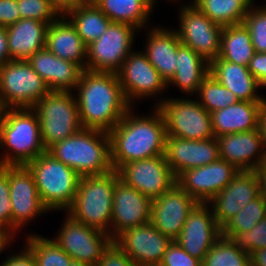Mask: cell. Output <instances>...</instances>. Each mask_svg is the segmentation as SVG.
<instances>
[{"mask_svg": "<svg viewBox=\"0 0 266 266\" xmlns=\"http://www.w3.org/2000/svg\"><path fill=\"white\" fill-rule=\"evenodd\" d=\"M251 266H266V248L253 252L250 255Z\"/></svg>", "mask_w": 266, "mask_h": 266, "instance_id": "cell-50", "label": "cell"}, {"mask_svg": "<svg viewBox=\"0 0 266 266\" xmlns=\"http://www.w3.org/2000/svg\"><path fill=\"white\" fill-rule=\"evenodd\" d=\"M238 173L226 160L219 159L211 164L181 173L176 183L198 203L209 202L221 192Z\"/></svg>", "mask_w": 266, "mask_h": 266, "instance_id": "cell-18", "label": "cell"}, {"mask_svg": "<svg viewBox=\"0 0 266 266\" xmlns=\"http://www.w3.org/2000/svg\"><path fill=\"white\" fill-rule=\"evenodd\" d=\"M64 15L75 26L87 46L101 37L111 23L92 0H83Z\"/></svg>", "mask_w": 266, "mask_h": 266, "instance_id": "cell-32", "label": "cell"}, {"mask_svg": "<svg viewBox=\"0 0 266 266\" xmlns=\"http://www.w3.org/2000/svg\"><path fill=\"white\" fill-rule=\"evenodd\" d=\"M220 159L238 171H257L262 167L266 149L259 129L216 137Z\"/></svg>", "mask_w": 266, "mask_h": 266, "instance_id": "cell-23", "label": "cell"}, {"mask_svg": "<svg viewBox=\"0 0 266 266\" xmlns=\"http://www.w3.org/2000/svg\"><path fill=\"white\" fill-rule=\"evenodd\" d=\"M147 32L145 50L148 61L156 68L168 83L175 75L177 66V48L181 44L175 30L153 26Z\"/></svg>", "mask_w": 266, "mask_h": 266, "instance_id": "cell-26", "label": "cell"}, {"mask_svg": "<svg viewBox=\"0 0 266 266\" xmlns=\"http://www.w3.org/2000/svg\"><path fill=\"white\" fill-rule=\"evenodd\" d=\"M17 5L20 19L30 18L50 24L61 15L49 0H17Z\"/></svg>", "mask_w": 266, "mask_h": 266, "instance_id": "cell-41", "label": "cell"}, {"mask_svg": "<svg viewBox=\"0 0 266 266\" xmlns=\"http://www.w3.org/2000/svg\"><path fill=\"white\" fill-rule=\"evenodd\" d=\"M172 241L150 222L129 228L114 239L137 266H159Z\"/></svg>", "mask_w": 266, "mask_h": 266, "instance_id": "cell-16", "label": "cell"}, {"mask_svg": "<svg viewBox=\"0 0 266 266\" xmlns=\"http://www.w3.org/2000/svg\"><path fill=\"white\" fill-rule=\"evenodd\" d=\"M126 101L134 106L135 100L156 97L166 90L167 83L142 51L128 55L117 73Z\"/></svg>", "mask_w": 266, "mask_h": 266, "instance_id": "cell-14", "label": "cell"}, {"mask_svg": "<svg viewBox=\"0 0 266 266\" xmlns=\"http://www.w3.org/2000/svg\"><path fill=\"white\" fill-rule=\"evenodd\" d=\"M45 48L58 58L72 61L85 69L87 45L64 14L49 24Z\"/></svg>", "mask_w": 266, "mask_h": 266, "instance_id": "cell-25", "label": "cell"}, {"mask_svg": "<svg viewBox=\"0 0 266 266\" xmlns=\"http://www.w3.org/2000/svg\"><path fill=\"white\" fill-rule=\"evenodd\" d=\"M136 30L126 23L111 22L104 34L87 46L85 69L117 74L133 51Z\"/></svg>", "mask_w": 266, "mask_h": 266, "instance_id": "cell-10", "label": "cell"}, {"mask_svg": "<svg viewBox=\"0 0 266 266\" xmlns=\"http://www.w3.org/2000/svg\"><path fill=\"white\" fill-rule=\"evenodd\" d=\"M1 147L0 166L27 165L46 151L39 118L32 108H6L0 126Z\"/></svg>", "mask_w": 266, "mask_h": 266, "instance_id": "cell-4", "label": "cell"}, {"mask_svg": "<svg viewBox=\"0 0 266 266\" xmlns=\"http://www.w3.org/2000/svg\"><path fill=\"white\" fill-rule=\"evenodd\" d=\"M0 227L12 234L8 172L2 166H0Z\"/></svg>", "mask_w": 266, "mask_h": 266, "instance_id": "cell-42", "label": "cell"}, {"mask_svg": "<svg viewBox=\"0 0 266 266\" xmlns=\"http://www.w3.org/2000/svg\"><path fill=\"white\" fill-rule=\"evenodd\" d=\"M199 103L209 112L221 110L240 100L228 88L224 87L212 75L208 74L202 81L197 92Z\"/></svg>", "mask_w": 266, "mask_h": 266, "instance_id": "cell-37", "label": "cell"}, {"mask_svg": "<svg viewBox=\"0 0 266 266\" xmlns=\"http://www.w3.org/2000/svg\"><path fill=\"white\" fill-rule=\"evenodd\" d=\"M179 7L180 28L174 30L180 43L191 48L208 63L217 59L223 26L210 20L192 3Z\"/></svg>", "mask_w": 266, "mask_h": 266, "instance_id": "cell-11", "label": "cell"}, {"mask_svg": "<svg viewBox=\"0 0 266 266\" xmlns=\"http://www.w3.org/2000/svg\"><path fill=\"white\" fill-rule=\"evenodd\" d=\"M241 252L251 255L266 248V217L248 232H230L226 236Z\"/></svg>", "mask_w": 266, "mask_h": 266, "instance_id": "cell-39", "label": "cell"}, {"mask_svg": "<svg viewBox=\"0 0 266 266\" xmlns=\"http://www.w3.org/2000/svg\"><path fill=\"white\" fill-rule=\"evenodd\" d=\"M260 194L257 171H238L231 182L207 203L212 206L214 218L221 227Z\"/></svg>", "mask_w": 266, "mask_h": 266, "instance_id": "cell-21", "label": "cell"}, {"mask_svg": "<svg viewBox=\"0 0 266 266\" xmlns=\"http://www.w3.org/2000/svg\"><path fill=\"white\" fill-rule=\"evenodd\" d=\"M209 203H197L187 216L183 229L174 240L189 255L203 261L215 241L221 236V227L214 218Z\"/></svg>", "mask_w": 266, "mask_h": 266, "instance_id": "cell-17", "label": "cell"}, {"mask_svg": "<svg viewBox=\"0 0 266 266\" xmlns=\"http://www.w3.org/2000/svg\"><path fill=\"white\" fill-rule=\"evenodd\" d=\"M133 108L108 133L111 163L116 171L128 162L165 154L166 124L160 109L155 106L153 114L138 116Z\"/></svg>", "mask_w": 266, "mask_h": 266, "instance_id": "cell-1", "label": "cell"}, {"mask_svg": "<svg viewBox=\"0 0 266 266\" xmlns=\"http://www.w3.org/2000/svg\"><path fill=\"white\" fill-rule=\"evenodd\" d=\"M209 74L232 91L240 101L266 100L265 97L258 94L259 88L263 87L248 70V66L217 58L209 63Z\"/></svg>", "mask_w": 266, "mask_h": 266, "instance_id": "cell-27", "label": "cell"}, {"mask_svg": "<svg viewBox=\"0 0 266 266\" xmlns=\"http://www.w3.org/2000/svg\"><path fill=\"white\" fill-rule=\"evenodd\" d=\"M191 3L221 26L243 24L246 14L254 5L253 0H192Z\"/></svg>", "mask_w": 266, "mask_h": 266, "instance_id": "cell-34", "label": "cell"}, {"mask_svg": "<svg viewBox=\"0 0 266 266\" xmlns=\"http://www.w3.org/2000/svg\"><path fill=\"white\" fill-rule=\"evenodd\" d=\"M117 173L124 183L151 199L171 189L177 179L166 162L165 154L128 162Z\"/></svg>", "mask_w": 266, "mask_h": 266, "instance_id": "cell-15", "label": "cell"}, {"mask_svg": "<svg viewBox=\"0 0 266 266\" xmlns=\"http://www.w3.org/2000/svg\"><path fill=\"white\" fill-rule=\"evenodd\" d=\"M155 103L163 114L167 136L189 140H208L214 138L211 113L198 99L168 98Z\"/></svg>", "mask_w": 266, "mask_h": 266, "instance_id": "cell-8", "label": "cell"}, {"mask_svg": "<svg viewBox=\"0 0 266 266\" xmlns=\"http://www.w3.org/2000/svg\"><path fill=\"white\" fill-rule=\"evenodd\" d=\"M49 24L35 19H20L6 27L7 44L12 60H27L45 47Z\"/></svg>", "mask_w": 266, "mask_h": 266, "instance_id": "cell-29", "label": "cell"}, {"mask_svg": "<svg viewBox=\"0 0 266 266\" xmlns=\"http://www.w3.org/2000/svg\"><path fill=\"white\" fill-rule=\"evenodd\" d=\"M57 160L80 177L111 173L110 137L107 132L82 128L72 136L55 143L48 150Z\"/></svg>", "mask_w": 266, "mask_h": 266, "instance_id": "cell-3", "label": "cell"}, {"mask_svg": "<svg viewBox=\"0 0 266 266\" xmlns=\"http://www.w3.org/2000/svg\"><path fill=\"white\" fill-rule=\"evenodd\" d=\"M257 174L259 178H266V156L264 158V162L262 164V167L257 170Z\"/></svg>", "mask_w": 266, "mask_h": 266, "instance_id": "cell-53", "label": "cell"}, {"mask_svg": "<svg viewBox=\"0 0 266 266\" xmlns=\"http://www.w3.org/2000/svg\"><path fill=\"white\" fill-rule=\"evenodd\" d=\"M248 70L258 83L266 88V53L255 52L248 64Z\"/></svg>", "mask_w": 266, "mask_h": 266, "instance_id": "cell-46", "label": "cell"}, {"mask_svg": "<svg viewBox=\"0 0 266 266\" xmlns=\"http://www.w3.org/2000/svg\"><path fill=\"white\" fill-rule=\"evenodd\" d=\"M26 166L34 176L44 206L51 212H66L74 202L81 177L47 150Z\"/></svg>", "mask_w": 266, "mask_h": 266, "instance_id": "cell-6", "label": "cell"}, {"mask_svg": "<svg viewBox=\"0 0 266 266\" xmlns=\"http://www.w3.org/2000/svg\"><path fill=\"white\" fill-rule=\"evenodd\" d=\"M197 203L176 183L167 192L152 199L150 223L163 235L175 240Z\"/></svg>", "mask_w": 266, "mask_h": 266, "instance_id": "cell-19", "label": "cell"}, {"mask_svg": "<svg viewBox=\"0 0 266 266\" xmlns=\"http://www.w3.org/2000/svg\"><path fill=\"white\" fill-rule=\"evenodd\" d=\"M2 167L8 172L12 235L15 237L29 221L50 211L42 203L34 176L26 165H3Z\"/></svg>", "mask_w": 266, "mask_h": 266, "instance_id": "cell-12", "label": "cell"}, {"mask_svg": "<svg viewBox=\"0 0 266 266\" xmlns=\"http://www.w3.org/2000/svg\"><path fill=\"white\" fill-rule=\"evenodd\" d=\"M151 203V198L118 179L113 195L111 238L114 240L129 228L149 223Z\"/></svg>", "mask_w": 266, "mask_h": 266, "instance_id": "cell-20", "label": "cell"}, {"mask_svg": "<svg viewBox=\"0 0 266 266\" xmlns=\"http://www.w3.org/2000/svg\"><path fill=\"white\" fill-rule=\"evenodd\" d=\"M26 247L33 254L37 266H69L72 258L51 238L26 234Z\"/></svg>", "mask_w": 266, "mask_h": 266, "instance_id": "cell-35", "label": "cell"}, {"mask_svg": "<svg viewBox=\"0 0 266 266\" xmlns=\"http://www.w3.org/2000/svg\"><path fill=\"white\" fill-rule=\"evenodd\" d=\"M14 238L15 237L6 229L0 227V253H2L6 248H9V245L12 244Z\"/></svg>", "mask_w": 266, "mask_h": 266, "instance_id": "cell-52", "label": "cell"}, {"mask_svg": "<svg viewBox=\"0 0 266 266\" xmlns=\"http://www.w3.org/2000/svg\"><path fill=\"white\" fill-rule=\"evenodd\" d=\"M118 179L116 170L100 176H82L74 202L66 213L111 236L113 195Z\"/></svg>", "mask_w": 266, "mask_h": 266, "instance_id": "cell-5", "label": "cell"}, {"mask_svg": "<svg viewBox=\"0 0 266 266\" xmlns=\"http://www.w3.org/2000/svg\"><path fill=\"white\" fill-rule=\"evenodd\" d=\"M75 90L83 128L109 133L131 107L115 73L84 69Z\"/></svg>", "mask_w": 266, "mask_h": 266, "instance_id": "cell-2", "label": "cell"}, {"mask_svg": "<svg viewBox=\"0 0 266 266\" xmlns=\"http://www.w3.org/2000/svg\"><path fill=\"white\" fill-rule=\"evenodd\" d=\"M264 101H239L211 113L214 136L259 129L260 110Z\"/></svg>", "mask_w": 266, "mask_h": 266, "instance_id": "cell-28", "label": "cell"}, {"mask_svg": "<svg viewBox=\"0 0 266 266\" xmlns=\"http://www.w3.org/2000/svg\"><path fill=\"white\" fill-rule=\"evenodd\" d=\"M111 20L126 23L142 30L149 24L151 12L155 8L151 0H92Z\"/></svg>", "mask_w": 266, "mask_h": 266, "instance_id": "cell-31", "label": "cell"}, {"mask_svg": "<svg viewBox=\"0 0 266 266\" xmlns=\"http://www.w3.org/2000/svg\"><path fill=\"white\" fill-rule=\"evenodd\" d=\"M259 179H260L261 195L266 200V178H259Z\"/></svg>", "mask_w": 266, "mask_h": 266, "instance_id": "cell-54", "label": "cell"}, {"mask_svg": "<svg viewBox=\"0 0 266 266\" xmlns=\"http://www.w3.org/2000/svg\"><path fill=\"white\" fill-rule=\"evenodd\" d=\"M20 20L17 0H0V26L8 27Z\"/></svg>", "mask_w": 266, "mask_h": 266, "instance_id": "cell-45", "label": "cell"}, {"mask_svg": "<svg viewBox=\"0 0 266 266\" xmlns=\"http://www.w3.org/2000/svg\"><path fill=\"white\" fill-rule=\"evenodd\" d=\"M49 91L27 60H10L0 67V99L6 108H32Z\"/></svg>", "mask_w": 266, "mask_h": 266, "instance_id": "cell-9", "label": "cell"}, {"mask_svg": "<svg viewBox=\"0 0 266 266\" xmlns=\"http://www.w3.org/2000/svg\"><path fill=\"white\" fill-rule=\"evenodd\" d=\"M159 266H202V261L189 255L173 240L168 246Z\"/></svg>", "mask_w": 266, "mask_h": 266, "instance_id": "cell-43", "label": "cell"}, {"mask_svg": "<svg viewBox=\"0 0 266 266\" xmlns=\"http://www.w3.org/2000/svg\"><path fill=\"white\" fill-rule=\"evenodd\" d=\"M166 162L177 178L188 169L211 164L220 159L216 137L208 140H189L166 136Z\"/></svg>", "mask_w": 266, "mask_h": 266, "instance_id": "cell-22", "label": "cell"}, {"mask_svg": "<svg viewBox=\"0 0 266 266\" xmlns=\"http://www.w3.org/2000/svg\"><path fill=\"white\" fill-rule=\"evenodd\" d=\"M243 24L250 31L255 52L266 53V7L253 5L246 14Z\"/></svg>", "mask_w": 266, "mask_h": 266, "instance_id": "cell-40", "label": "cell"}, {"mask_svg": "<svg viewBox=\"0 0 266 266\" xmlns=\"http://www.w3.org/2000/svg\"><path fill=\"white\" fill-rule=\"evenodd\" d=\"M254 54L251 34L244 24L223 26L217 58L248 66Z\"/></svg>", "mask_w": 266, "mask_h": 266, "instance_id": "cell-33", "label": "cell"}, {"mask_svg": "<svg viewBox=\"0 0 266 266\" xmlns=\"http://www.w3.org/2000/svg\"><path fill=\"white\" fill-rule=\"evenodd\" d=\"M27 61L50 91L74 90L84 71L79 64L58 58L45 47L32 54Z\"/></svg>", "mask_w": 266, "mask_h": 266, "instance_id": "cell-24", "label": "cell"}, {"mask_svg": "<svg viewBox=\"0 0 266 266\" xmlns=\"http://www.w3.org/2000/svg\"><path fill=\"white\" fill-rule=\"evenodd\" d=\"M32 109L40 122V137L48 150L83 127L73 91H49Z\"/></svg>", "mask_w": 266, "mask_h": 266, "instance_id": "cell-7", "label": "cell"}, {"mask_svg": "<svg viewBox=\"0 0 266 266\" xmlns=\"http://www.w3.org/2000/svg\"><path fill=\"white\" fill-rule=\"evenodd\" d=\"M0 266H37L36 260L31 251L25 246L18 254L8 255Z\"/></svg>", "mask_w": 266, "mask_h": 266, "instance_id": "cell-47", "label": "cell"}, {"mask_svg": "<svg viewBox=\"0 0 266 266\" xmlns=\"http://www.w3.org/2000/svg\"><path fill=\"white\" fill-rule=\"evenodd\" d=\"M50 3L57 9V11L63 15L68 10L74 8L77 4L83 0H49Z\"/></svg>", "mask_w": 266, "mask_h": 266, "instance_id": "cell-49", "label": "cell"}, {"mask_svg": "<svg viewBox=\"0 0 266 266\" xmlns=\"http://www.w3.org/2000/svg\"><path fill=\"white\" fill-rule=\"evenodd\" d=\"M259 130L261 132L263 144L266 149V100L263 102V105L260 110Z\"/></svg>", "mask_w": 266, "mask_h": 266, "instance_id": "cell-51", "label": "cell"}, {"mask_svg": "<svg viewBox=\"0 0 266 266\" xmlns=\"http://www.w3.org/2000/svg\"><path fill=\"white\" fill-rule=\"evenodd\" d=\"M209 74V63L191 48L180 44L177 48L175 75L167 83L173 84L185 95L197 94L203 79Z\"/></svg>", "mask_w": 266, "mask_h": 266, "instance_id": "cell-30", "label": "cell"}, {"mask_svg": "<svg viewBox=\"0 0 266 266\" xmlns=\"http://www.w3.org/2000/svg\"><path fill=\"white\" fill-rule=\"evenodd\" d=\"M202 266H251V263L249 255L221 235L205 255Z\"/></svg>", "mask_w": 266, "mask_h": 266, "instance_id": "cell-38", "label": "cell"}, {"mask_svg": "<svg viewBox=\"0 0 266 266\" xmlns=\"http://www.w3.org/2000/svg\"><path fill=\"white\" fill-rule=\"evenodd\" d=\"M96 266H137L114 240L103 251Z\"/></svg>", "mask_w": 266, "mask_h": 266, "instance_id": "cell-44", "label": "cell"}, {"mask_svg": "<svg viewBox=\"0 0 266 266\" xmlns=\"http://www.w3.org/2000/svg\"><path fill=\"white\" fill-rule=\"evenodd\" d=\"M12 60L7 44V30L6 27L0 26V67L6 62Z\"/></svg>", "mask_w": 266, "mask_h": 266, "instance_id": "cell-48", "label": "cell"}, {"mask_svg": "<svg viewBox=\"0 0 266 266\" xmlns=\"http://www.w3.org/2000/svg\"><path fill=\"white\" fill-rule=\"evenodd\" d=\"M69 266H91V265L86 264V263H82L80 261H74V260H72V262L70 263Z\"/></svg>", "mask_w": 266, "mask_h": 266, "instance_id": "cell-56", "label": "cell"}, {"mask_svg": "<svg viewBox=\"0 0 266 266\" xmlns=\"http://www.w3.org/2000/svg\"><path fill=\"white\" fill-rule=\"evenodd\" d=\"M265 217L266 200L260 194L221 226V235L226 237L230 232H248Z\"/></svg>", "mask_w": 266, "mask_h": 266, "instance_id": "cell-36", "label": "cell"}, {"mask_svg": "<svg viewBox=\"0 0 266 266\" xmlns=\"http://www.w3.org/2000/svg\"><path fill=\"white\" fill-rule=\"evenodd\" d=\"M5 110H6V107L4 106L2 100L0 99V126L2 124Z\"/></svg>", "mask_w": 266, "mask_h": 266, "instance_id": "cell-55", "label": "cell"}, {"mask_svg": "<svg viewBox=\"0 0 266 266\" xmlns=\"http://www.w3.org/2000/svg\"><path fill=\"white\" fill-rule=\"evenodd\" d=\"M151 1L153 2L154 5L156 4L155 2H157V0H151ZM171 1H173V0H171ZM174 1L177 2L178 0H174Z\"/></svg>", "mask_w": 266, "mask_h": 266, "instance_id": "cell-57", "label": "cell"}, {"mask_svg": "<svg viewBox=\"0 0 266 266\" xmlns=\"http://www.w3.org/2000/svg\"><path fill=\"white\" fill-rule=\"evenodd\" d=\"M74 261L96 266L103 251L113 241L99 229L82 224L66 213V219L52 238Z\"/></svg>", "mask_w": 266, "mask_h": 266, "instance_id": "cell-13", "label": "cell"}]
</instances>
